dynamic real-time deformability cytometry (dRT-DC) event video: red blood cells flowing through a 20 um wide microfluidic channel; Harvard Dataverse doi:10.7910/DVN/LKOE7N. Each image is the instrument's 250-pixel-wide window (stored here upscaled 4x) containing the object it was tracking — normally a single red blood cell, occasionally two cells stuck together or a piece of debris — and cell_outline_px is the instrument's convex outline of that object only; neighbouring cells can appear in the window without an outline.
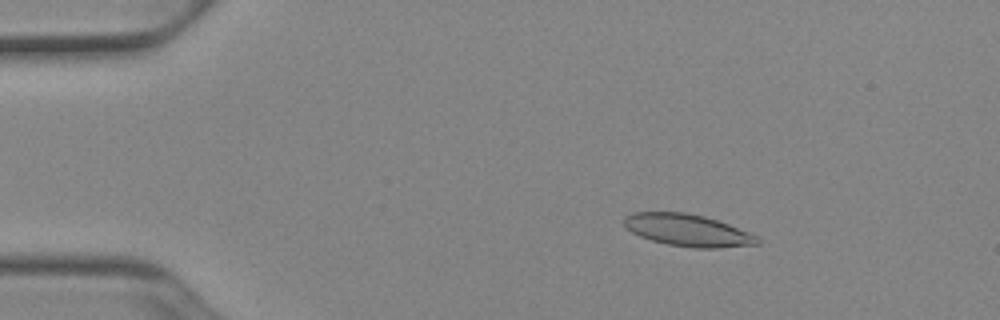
{"species": "Egyptian fruit bat (a non-hibernating species)", "species_latin": "Rousettus aegyptiacus", "temperature_condition": "cold", "stored_images_in_passage": 52, "camera_frame_rate_fps": 3000, "um_per_image_px": 0.085, "animal": {"sex": "female"}, "frame": {"image": 1, "passage_image": 9, "time_ms": 2.667, "image_size_px": [1000, 320], "cell_outline_px": [[760, 244], [720, 248], [692, 248], [668, 244], [652, 240], [640, 236], [632, 232], [624, 224], [624, 216], [632, 212], [684, 212], [704, 216], [728, 224], [760, 236]], "centroid_in_image_um": [58.49, 19.57], "position_along_channel_um": 26.5, "area_um2": 24.97}}
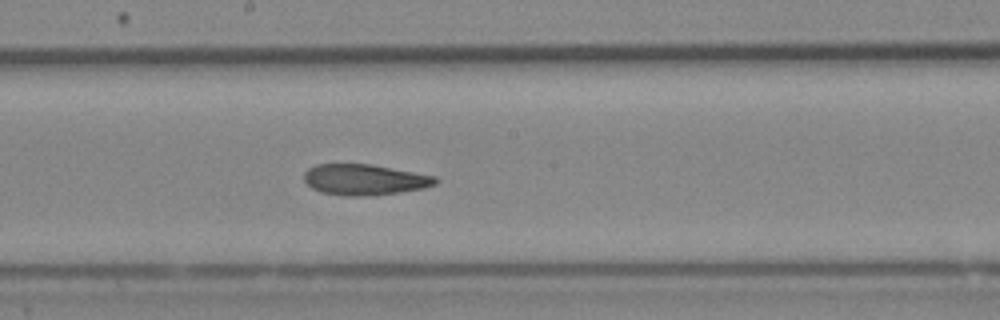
{"frame": {"image": 2, "passage_image": 29, "time_ms": 9.333, "image_size_px": [1000, 320], "cell_outline_px": [[440, 180], [436, 184], [424, 188], [400, 192], [364, 196], [344, 196], [320, 192], [312, 188], [304, 180], [304, 172], [308, 168], [316, 164], [372, 164], [436, 176]], "centroid_in_image_um": [30.99, 15.27], "position_along_channel_um": 217.2, "area_um2": 23.76}}
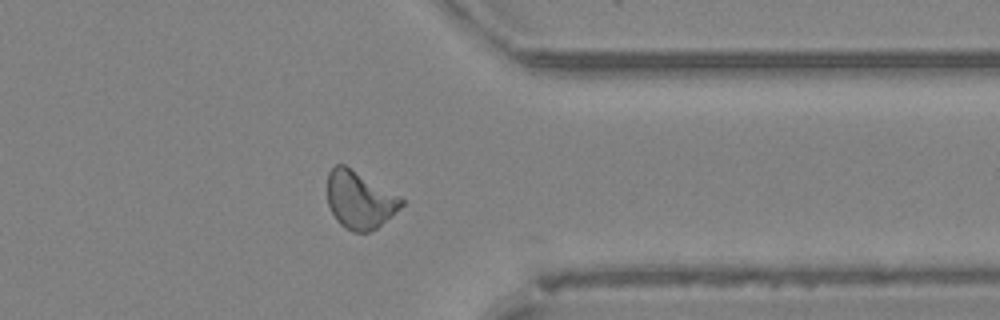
{"frame": {"image": 3, "passage_image": 42, "time_ms": 13.667, "image_size_px": [1000, 320], "cell_outline_px": [[404, 204], [400, 208], [376, 228], [368, 232], [352, 232], [344, 228], [336, 220], [328, 204], [328, 172], [336, 164], [344, 164], [400, 196], [404, 200]], "centroid_in_image_um": [30.56, 17.0], "position_along_channel_um": 380.8, "area_um2": 24.62}, "authors_computed_cell_mechanics": {"area_um2": 24.4494, "velocity_mm_per_s": 3.9056, "shape_relaxation_time_tau1_ms": 9.6487, "shape_relaxation_time_tau2_ms": 3.2427, "deformation_change_tau1": 0.1998, "deformation_change_tau2": 0.118}}